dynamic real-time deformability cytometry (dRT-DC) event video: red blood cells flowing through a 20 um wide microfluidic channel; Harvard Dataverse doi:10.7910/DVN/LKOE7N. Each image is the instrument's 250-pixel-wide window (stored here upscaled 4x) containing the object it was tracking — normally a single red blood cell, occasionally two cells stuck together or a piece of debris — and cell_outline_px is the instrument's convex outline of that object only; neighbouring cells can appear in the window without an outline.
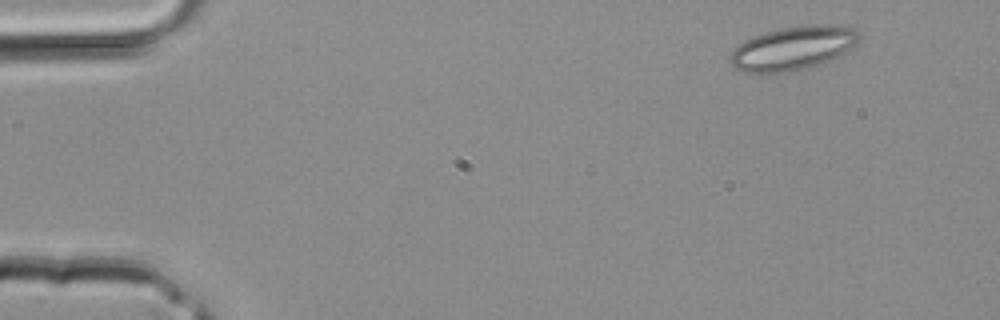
{"species": "common noctule bat (a hibernating species)", "species_latin": "Nyctalus noctula", "temperature_condition": "room temperature", "stored_images_in_passage": 3, "camera_frame_rate_fps": 3000, "um_per_image_px": 0.085, "animal": {"sex": "male", "body_mass_g": 20.4}, "frame": {"image": 1, "passage_image": 1, "time_ms": 0.0, "image_size_px": [1000, 320], "cell_outline_px": [[860, 36], [856, 44], [844, 52], [824, 64], [792, 72], [744, 72], [736, 68], [728, 60], [732, 52], [744, 40], [768, 32], [784, 28], [820, 24], [840, 24], [856, 28], [860, 32]], "centroid_in_image_um": [67.47, 4.1], "position_along_channel_um": 17.5, "area_um2": 32.71}}